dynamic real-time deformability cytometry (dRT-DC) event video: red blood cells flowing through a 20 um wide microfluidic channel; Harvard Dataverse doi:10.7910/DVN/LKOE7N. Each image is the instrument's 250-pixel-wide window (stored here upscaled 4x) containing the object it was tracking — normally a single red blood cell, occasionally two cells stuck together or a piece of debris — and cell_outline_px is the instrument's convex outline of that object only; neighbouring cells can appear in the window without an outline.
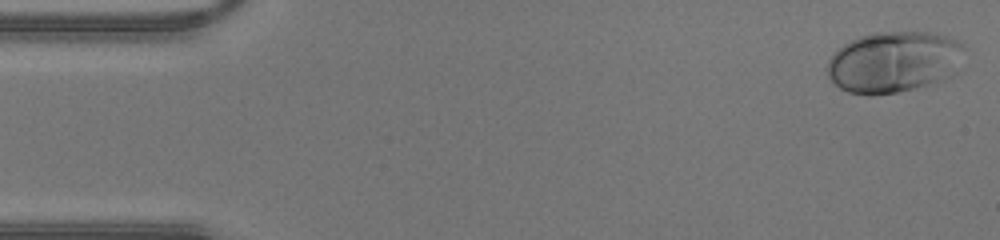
{"species": "human", "species_latin": "Homo sapiens", "temperature_condition": "warm", "stored_images_in_passage": 41, "camera_frame_rate_fps": 3000, "um_per_image_px": 0.085, "donor": {"sex": "male"}, "frame": {"image": 1, "passage_image": 1, "time_ms": 0.0, "image_size_px": [1000, 240], "cell_outline_px": [[964, 44], [936, 80], [912, 88], [896, 92], [872, 96], [868, 96], [848, 92], [840, 88], [828, 76], [828, 60], [844, 44], [860, 36], [872, 32], [928, 32], [944, 36], [956, 40]], "centroid_in_image_um": [75.73, 5.24], "position_along_channel_um": 9.3, "area_um2": 46.3}}
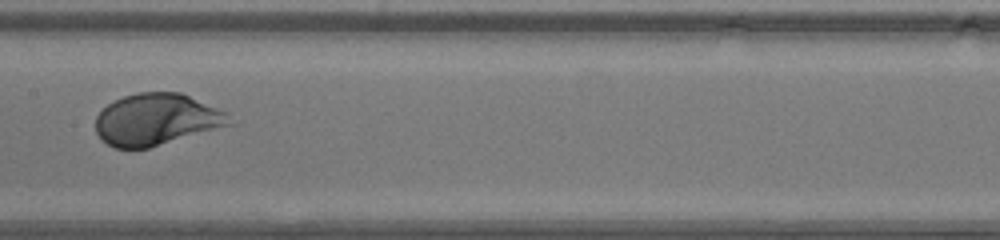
{"frame": {"image": 2, "passage_image": 21, "time_ms": 6.667, "image_size_px": [1000, 240], "cell_outline_px": [[232, 124], [148, 148], [116, 148], [100, 140], [96, 132], [96, 116], [108, 104], [124, 96], [136, 92], [180, 92], [228, 112]], "centroid_in_image_um": [13.29, 10.15], "position_along_channel_um": 194.1, "area_um2": 40.06}}
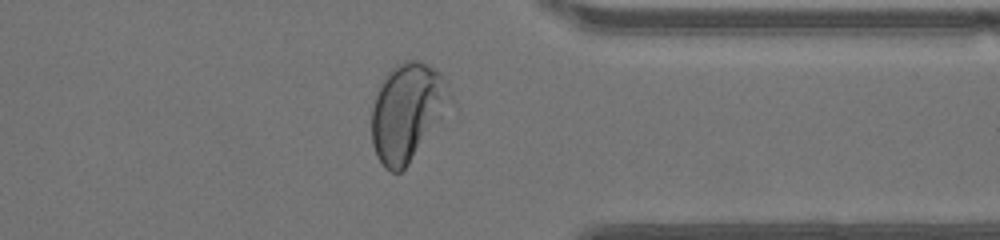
{"frame": {"image": 3, "passage_image": 33, "time_ms": 10.667, "image_size_px": [1000, 240], "cell_outline_px": [[452, 100], [408, 164], [400, 172], [392, 172], [384, 168], [376, 156], [372, 144], [372, 104], [380, 84], [384, 76], [396, 64], [404, 60], [420, 60], [440, 72], [444, 76]], "centroid_in_image_um": [34.57, 9.48], "position_along_channel_um": 376.8, "area_um2": 44.04}}